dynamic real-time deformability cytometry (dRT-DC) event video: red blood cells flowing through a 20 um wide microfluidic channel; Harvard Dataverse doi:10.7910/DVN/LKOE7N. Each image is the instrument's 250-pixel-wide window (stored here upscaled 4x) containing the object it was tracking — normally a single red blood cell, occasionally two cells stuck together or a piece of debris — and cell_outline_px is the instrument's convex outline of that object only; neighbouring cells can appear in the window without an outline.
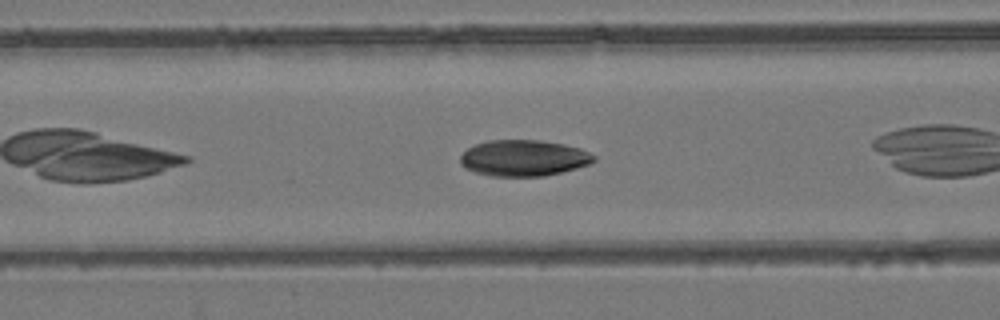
{"species": "common noctule bat (a hibernating species)", "species_latin": "Nyctalus noctula", "temperature_condition": "room temperature", "stored_images_in_passage": 5, "camera_frame_rate_fps": 3000, "um_per_image_px": 0.085, "animal": {"sex": "female", "body_mass_g": 24.6, "forearm_length_mm": 56.2}, "frame": {"image": 1, "passage_image": 4, "time_ms": 3.333, "image_size_px": [1000, 320], "cell_outline_px": [[596, 160], [592, 164], [544, 176], [492, 176], [476, 172], [464, 168], [460, 164], [460, 156], [468, 148], [476, 144], [488, 140], [540, 140], [564, 144], [580, 148], [596, 156]], "centroid_in_image_um": [44.52, 13.43], "position_along_channel_um": 122.1, "area_um2": 28.21}}